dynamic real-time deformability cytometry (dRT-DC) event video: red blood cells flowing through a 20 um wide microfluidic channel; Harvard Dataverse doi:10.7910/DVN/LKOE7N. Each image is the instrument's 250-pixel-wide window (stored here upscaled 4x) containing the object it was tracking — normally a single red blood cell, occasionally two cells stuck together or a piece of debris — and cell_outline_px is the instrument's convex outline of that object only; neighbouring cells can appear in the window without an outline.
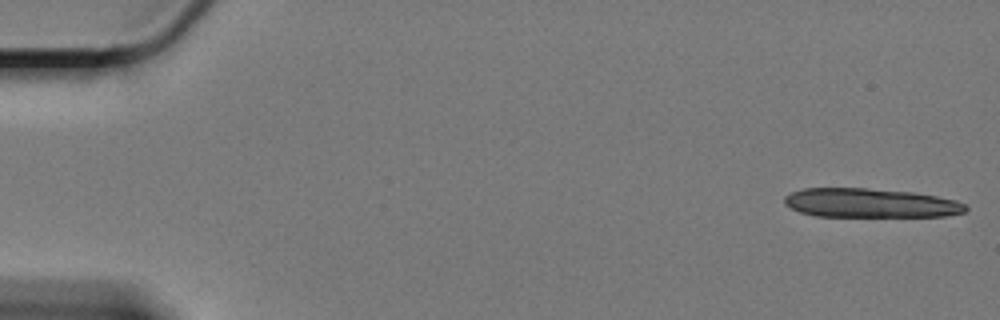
{"species": "Egyptian fruit bat (a non-hibernating species)", "species_latin": "Rousettus aegyptiacus", "temperature_condition": "cold", "stored_images_in_passage": 16, "camera_frame_rate_fps": 3000, "um_per_image_px": 0.085, "animal": {"sex": "female"}, "frame": {"image": 1, "passage_image": 1, "time_ms": 0.0, "image_size_px": [1000, 320], "cell_outline_px": [[968, 208], [964, 212], [944, 216], [816, 216], [800, 212], [784, 204], [784, 196], [792, 192], [804, 188], [864, 188], [912, 192], [936, 196], [956, 200], [964, 204]], "centroid_in_image_um": [73.96, 17.25], "position_along_channel_um": 11.0, "area_um2": 30.58}}